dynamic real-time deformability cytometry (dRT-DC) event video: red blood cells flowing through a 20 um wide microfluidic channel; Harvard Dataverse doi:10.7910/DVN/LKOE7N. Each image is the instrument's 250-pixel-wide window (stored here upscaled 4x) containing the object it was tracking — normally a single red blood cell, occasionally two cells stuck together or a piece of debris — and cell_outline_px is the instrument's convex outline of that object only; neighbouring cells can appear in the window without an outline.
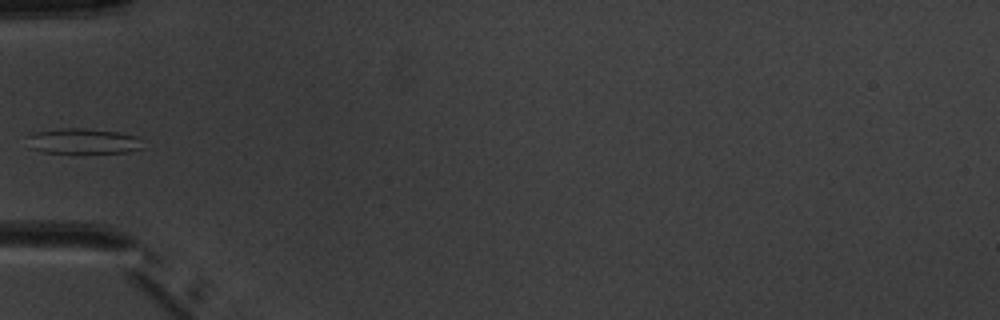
{"species": "common noctule bat (a hibernating species)", "species_latin": "Nyctalus noctula", "temperature_condition": "warm", "stored_images_in_passage": 7, "camera_frame_rate_fps": 3000, "um_per_image_px": 0.085, "animal": {"sex": "male", "body_mass_g": 20.1, "forearm_length_mm": 53.5}, "frame": {"image": 1, "passage_image": 7, "time_ms": 8.0, "image_size_px": [1000, 320], "cell_outline_px": [[144, 148], [128, 152], [44, 152], [28, 148], [24, 136], [32, 132], [60, 128], [84, 128], [120, 132], [136, 136]], "centroid_in_image_um": [6.96, 11.98], "position_along_channel_um": 78.0, "area_um2": 17.28}}